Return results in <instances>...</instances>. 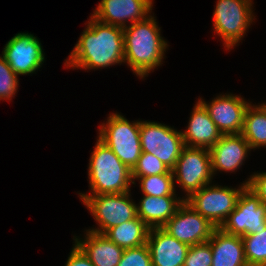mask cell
Listing matches in <instances>:
<instances>
[{"label": "cell", "mask_w": 266, "mask_h": 266, "mask_svg": "<svg viewBox=\"0 0 266 266\" xmlns=\"http://www.w3.org/2000/svg\"><path fill=\"white\" fill-rule=\"evenodd\" d=\"M89 20L69 57L65 59V67L97 70L124 63L123 28L103 23L92 15Z\"/></svg>", "instance_id": "obj_1"}, {"label": "cell", "mask_w": 266, "mask_h": 266, "mask_svg": "<svg viewBox=\"0 0 266 266\" xmlns=\"http://www.w3.org/2000/svg\"><path fill=\"white\" fill-rule=\"evenodd\" d=\"M155 18L150 14L123 29L124 63L141 79L163 64L168 48Z\"/></svg>", "instance_id": "obj_2"}, {"label": "cell", "mask_w": 266, "mask_h": 266, "mask_svg": "<svg viewBox=\"0 0 266 266\" xmlns=\"http://www.w3.org/2000/svg\"><path fill=\"white\" fill-rule=\"evenodd\" d=\"M88 179L91 192L79 195L126 193L131 191L130 187L134 184L132 170L99 139L89 158Z\"/></svg>", "instance_id": "obj_3"}, {"label": "cell", "mask_w": 266, "mask_h": 266, "mask_svg": "<svg viewBox=\"0 0 266 266\" xmlns=\"http://www.w3.org/2000/svg\"><path fill=\"white\" fill-rule=\"evenodd\" d=\"M98 129V139L107 145L130 170L136 166L142 149L140 120L128 121L119 113H110Z\"/></svg>", "instance_id": "obj_4"}, {"label": "cell", "mask_w": 266, "mask_h": 266, "mask_svg": "<svg viewBox=\"0 0 266 266\" xmlns=\"http://www.w3.org/2000/svg\"><path fill=\"white\" fill-rule=\"evenodd\" d=\"M252 5L253 0H217L213 29L221 37L226 50L237 46L254 22Z\"/></svg>", "instance_id": "obj_5"}, {"label": "cell", "mask_w": 266, "mask_h": 266, "mask_svg": "<svg viewBox=\"0 0 266 266\" xmlns=\"http://www.w3.org/2000/svg\"><path fill=\"white\" fill-rule=\"evenodd\" d=\"M98 227L87 229L104 234L108 229L137 217L131 192L118 194L79 195Z\"/></svg>", "instance_id": "obj_6"}, {"label": "cell", "mask_w": 266, "mask_h": 266, "mask_svg": "<svg viewBox=\"0 0 266 266\" xmlns=\"http://www.w3.org/2000/svg\"><path fill=\"white\" fill-rule=\"evenodd\" d=\"M245 186V182L237 189L231 186L211 185L210 183L193 193L185 202L205 217L214 227L220 228L235 209L240 192Z\"/></svg>", "instance_id": "obj_7"}, {"label": "cell", "mask_w": 266, "mask_h": 266, "mask_svg": "<svg viewBox=\"0 0 266 266\" xmlns=\"http://www.w3.org/2000/svg\"><path fill=\"white\" fill-rule=\"evenodd\" d=\"M174 181L186 193V200L203 186L213 183L209 149L184 146L172 169Z\"/></svg>", "instance_id": "obj_8"}, {"label": "cell", "mask_w": 266, "mask_h": 266, "mask_svg": "<svg viewBox=\"0 0 266 266\" xmlns=\"http://www.w3.org/2000/svg\"><path fill=\"white\" fill-rule=\"evenodd\" d=\"M142 152L151 153L171 170L184 147L181 131L165 124L140 120Z\"/></svg>", "instance_id": "obj_9"}, {"label": "cell", "mask_w": 266, "mask_h": 266, "mask_svg": "<svg viewBox=\"0 0 266 266\" xmlns=\"http://www.w3.org/2000/svg\"><path fill=\"white\" fill-rule=\"evenodd\" d=\"M220 228L241 237L262 233L266 228V205L246 185L240 192L235 209Z\"/></svg>", "instance_id": "obj_10"}, {"label": "cell", "mask_w": 266, "mask_h": 266, "mask_svg": "<svg viewBox=\"0 0 266 266\" xmlns=\"http://www.w3.org/2000/svg\"><path fill=\"white\" fill-rule=\"evenodd\" d=\"M42 47L39 39L33 34L19 32L5 44L2 54L17 75H31L36 73L45 61Z\"/></svg>", "instance_id": "obj_11"}, {"label": "cell", "mask_w": 266, "mask_h": 266, "mask_svg": "<svg viewBox=\"0 0 266 266\" xmlns=\"http://www.w3.org/2000/svg\"><path fill=\"white\" fill-rule=\"evenodd\" d=\"M215 228L185 201L162 227L169 235L188 246L207 242Z\"/></svg>", "instance_id": "obj_12"}, {"label": "cell", "mask_w": 266, "mask_h": 266, "mask_svg": "<svg viewBox=\"0 0 266 266\" xmlns=\"http://www.w3.org/2000/svg\"><path fill=\"white\" fill-rule=\"evenodd\" d=\"M198 101L207 110L222 135L241 134L245 111L250 101L231 93L220 94L209 103L201 97Z\"/></svg>", "instance_id": "obj_13"}, {"label": "cell", "mask_w": 266, "mask_h": 266, "mask_svg": "<svg viewBox=\"0 0 266 266\" xmlns=\"http://www.w3.org/2000/svg\"><path fill=\"white\" fill-rule=\"evenodd\" d=\"M152 4L153 0H101L92 16L103 23L124 29L147 18L152 13Z\"/></svg>", "instance_id": "obj_14"}, {"label": "cell", "mask_w": 266, "mask_h": 266, "mask_svg": "<svg viewBox=\"0 0 266 266\" xmlns=\"http://www.w3.org/2000/svg\"><path fill=\"white\" fill-rule=\"evenodd\" d=\"M249 151V143L241 134L222 135L209 149L213 176L217 171H237L244 164Z\"/></svg>", "instance_id": "obj_15"}, {"label": "cell", "mask_w": 266, "mask_h": 266, "mask_svg": "<svg viewBox=\"0 0 266 266\" xmlns=\"http://www.w3.org/2000/svg\"><path fill=\"white\" fill-rule=\"evenodd\" d=\"M147 245L151 254L152 266H184L190 248L162 228H150Z\"/></svg>", "instance_id": "obj_16"}, {"label": "cell", "mask_w": 266, "mask_h": 266, "mask_svg": "<svg viewBox=\"0 0 266 266\" xmlns=\"http://www.w3.org/2000/svg\"><path fill=\"white\" fill-rule=\"evenodd\" d=\"M193 107L186 130L181 131L184 146L210 149L222 133L199 101Z\"/></svg>", "instance_id": "obj_17"}, {"label": "cell", "mask_w": 266, "mask_h": 266, "mask_svg": "<svg viewBox=\"0 0 266 266\" xmlns=\"http://www.w3.org/2000/svg\"><path fill=\"white\" fill-rule=\"evenodd\" d=\"M85 238L73 237L74 242L87 255L94 266H118L124 249L110 241L106 235L85 230Z\"/></svg>", "instance_id": "obj_18"}, {"label": "cell", "mask_w": 266, "mask_h": 266, "mask_svg": "<svg viewBox=\"0 0 266 266\" xmlns=\"http://www.w3.org/2000/svg\"><path fill=\"white\" fill-rule=\"evenodd\" d=\"M208 242L213 256L211 266H248L241 236L215 228Z\"/></svg>", "instance_id": "obj_19"}, {"label": "cell", "mask_w": 266, "mask_h": 266, "mask_svg": "<svg viewBox=\"0 0 266 266\" xmlns=\"http://www.w3.org/2000/svg\"><path fill=\"white\" fill-rule=\"evenodd\" d=\"M184 201L180 196L177 198V196L143 195L140 202L136 204L137 216L149 228H162Z\"/></svg>", "instance_id": "obj_20"}, {"label": "cell", "mask_w": 266, "mask_h": 266, "mask_svg": "<svg viewBox=\"0 0 266 266\" xmlns=\"http://www.w3.org/2000/svg\"><path fill=\"white\" fill-rule=\"evenodd\" d=\"M149 230L150 228L137 216L108 229L104 235L119 247L128 249L146 244Z\"/></svg>", "instance_id": "obj_21"}, {"label": "cell", "mask_w": 266, "mask_h": 266, "mask_svg": "<svg viewBox=\"0 0 266 266\" xmlns=\"http://www.w3.org/2000/svg\"><path fill=\"white\" fill-rule=\"evenodd\" d=\"M241 135L251 149L266 148V106L261 103L246 108Z\"/></svg>", "instance_id": "obj_22"}, {"label": "cell", "mask_w": 266, "mask_h": 266, "mask_svg": "<svg viewBox=\"0 0 266 266\" xmlns=\"http://www.w3.org/2000/svg\"><path fill=\"white\" fill-rule=\"evenodd\" d=\"M140 189L143 195L153 197L178 196L175 190L173 174H159L139 177Z\"/></svg>", "instance_id": "obj_23"}, {"label": "cell", "mask_w": 266, "mask_h": 266, "mask_svg": "<svg viewBox=\"0 0 266 266\" xmlns=\"http://www.w3.org/2000/svg\"><path fill=\"white\" fill-rule=\"evenodd\" d=\"M248 266H266V228L261 233L242 236Z\"/></svg>", "instance_id": "obj_24"}, {"label": "cell", "mask_w": 266, "mask_h": 266, "mask_svg": "<svg viewBox=\"0 0 266 266\" xmlns=\"http://www.w3.org/2000/svg\"><path fill=\"white\" fill-rule=\"evenodd\" d=\"M159 174L173 173L172 170L157 157L151 153L142 152L136 166L132 170L133 183L135 184V180H137L139 177Z\"/></svg>", "instance_id": "obj_25"}, {"label": "cell", "mask_w": 266, "mask_h": 266, "mask_svg": "<svg viewBox=\"0 0 266 266\" xmlns=\"http://www.w3.org/2000/svg\"><path fill=\"white\" fill-rule=\"evenodd\" d=\"M19 86L18 75L10 68L3 54L0 56V100L15 97Z\"/></svg>", "instance_id": "obj_26"}, {"label": "cell", "mask_w": 266, "mask_h": 266, "mask_svg": "<svg viewBox=\"0 0 266 266\" xmlns=\"http://www.w3.org/2000/svg\"><path fill=\"white\" fill-rule=\"evenodd\" d=\"M118 266H152L151 254L147 243L138 247L124 249Z\"/></svg>", "instance_id": "obj_27"}, {"label": "cell", "mask_w": 266, "mask_h": 266, "mask_svg": "<svg viewBox=\"0 0 266 266\" xmlns=\"http://www.w3.org/2000/svg\"><path fill=\"white\" fill-rule=\"evenodd\" d=\"M213 261L210 243L204 242L190 246L184 266H211Z\"/></svg>", "instance_id": "obj_28"}, {"label": "cell", "mask_w": 266, "mask_h": 266, "mask_svg": "<svg viewBox=\"0 0 266 266\" xmlns=\"http://www.w3.org/2000/svg\"><path fill=\"white\" fill-rule=\"evenodd\" d=\"M245 184L258 196L260 201L266 205V172L254 173Z\"/></svg>", "instance_id": "obj_29"}, {"label": "cell", "mask_w": 266, "mask_h": 266, "mask_svg": "<svg viewBox=\"0 0 266 266\" xmlns=\"http://www.w3.org/2000/svg\"><path fill=\"white\" fill-rule=\"evenodd\" d=\"M73 243V248L65 266H94L82 249L75 242Z\"/></svg>", "instance_id": "obj_30"}]
</instances>
